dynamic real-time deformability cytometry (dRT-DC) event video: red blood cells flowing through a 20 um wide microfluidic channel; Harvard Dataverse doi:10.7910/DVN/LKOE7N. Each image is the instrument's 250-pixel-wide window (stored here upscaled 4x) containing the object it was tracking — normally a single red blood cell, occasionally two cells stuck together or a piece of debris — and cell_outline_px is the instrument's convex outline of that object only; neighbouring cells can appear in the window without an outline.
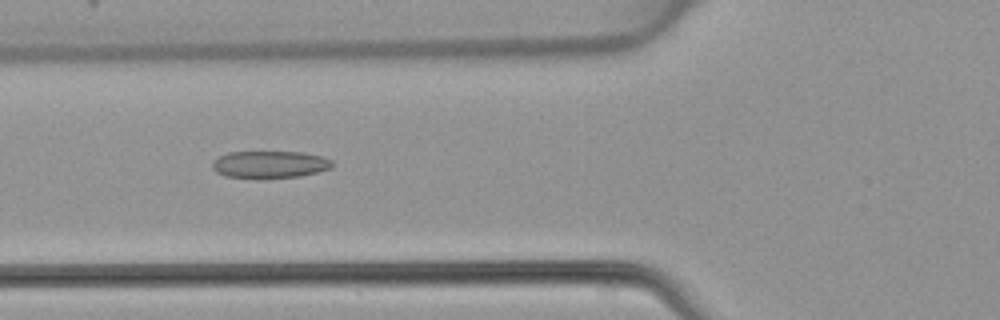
{"species": "common noctule bat (a hibernating species)", "species_latin": "Nyctalus noctula", "temperature_condition": "warm", "stored_images_in_passage": 48, "camera_frame_rate_fps": 3000, "um_per_image_px": 0.085, "animal": {"sex": "female", "body_mass_g": 22.7, "forearm_length_mm": 54.2}, "frame": {"image": 1, "passage_image": 18, "time_ms": 5.667, "image_size_px": [1000, 320], "cell_outline_px": [[332, 168], [300, 176], [264, 180], [260, 180], [224, 176], [216, 172], [212, 168], [212, 160], [228, 152], [300, 152], [324, 156], [332, 160]], "centroid_in_image_um": [22.9, 14.01], "position_along_channel_um": 102.9, "area_um2": 19.59}}
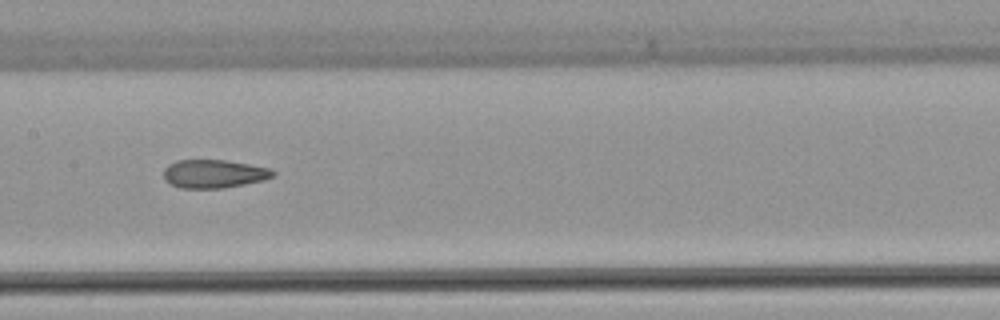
{"frame": {"image": 2, "passage_image": 24, "time_ms": 7.667, "image_size_px": [1000, 320], "cell_outline_px": [[276, 172], [272, 176], [264, 180], [224, 188], [180, 188], [164, 180], [164, 168], [168, 164], [176, 160], [224, 160], [272, 168]], "centroid_in_image_um": [18.17, 14.77], "position_along_channel_um": 189.2, "area_um2": 18.09}}
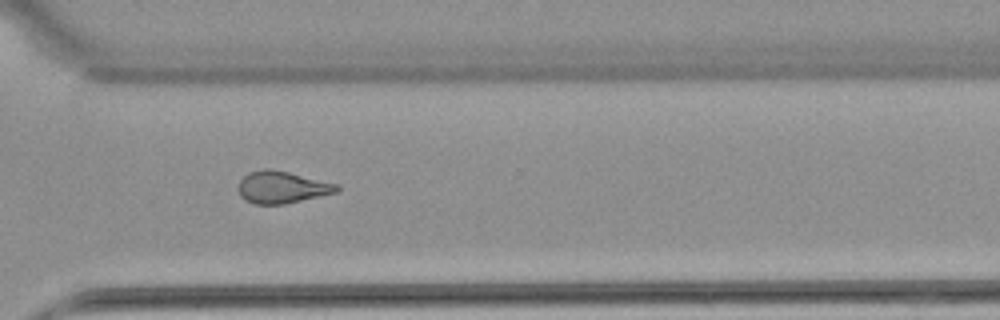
{"frame": {"image": 3, "passage_image": 35, "time_ms": 11.333, "image_size_px": [1000, 320], "cell_outline_px": [[340, 188], [336, 192], [284, 204], [252, 204], [244, 200], [240, 196], [240, 180], [248, 172], [264, 168], [268, 168], [288, 172], [340, 184]], "centroid_in_image_um": [23.96, 15.91], "position_along_channel_um": 346.6, "area_um2": 18.32}}